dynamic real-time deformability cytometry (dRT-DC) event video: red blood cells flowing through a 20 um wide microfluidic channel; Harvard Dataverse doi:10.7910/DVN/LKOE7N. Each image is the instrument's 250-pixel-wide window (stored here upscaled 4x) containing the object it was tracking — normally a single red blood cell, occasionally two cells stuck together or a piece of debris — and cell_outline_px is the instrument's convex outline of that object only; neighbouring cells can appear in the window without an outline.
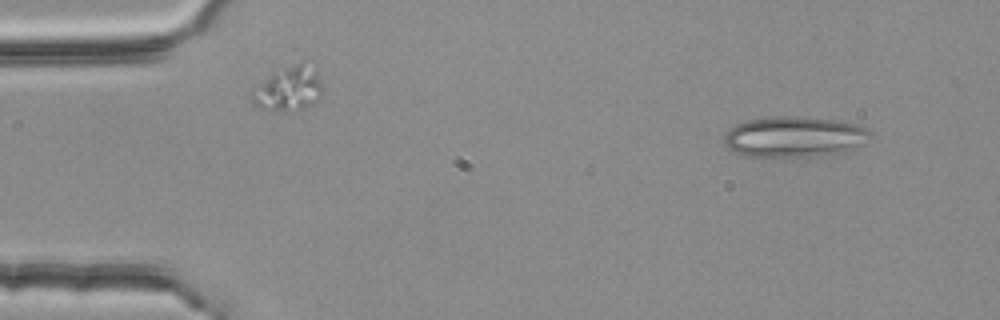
{"species": "common noctule bat (a hibernating species)", "species_latin": "Nyctalus noctula", "temperature_condition": "room temperature", "stored_images_in_passage": 3, "camera_frame_rate_fps": 3000, "um_per_image_px": 0.085, "animal": {"sex": "female", "body_mass_g": 25.1}, "frame": {"image": 1, "passage_image": 1, "time_ms": 0.0, "image_size_px": [1000, 320], "cell_outline_px": [[872, 136], [852, 148], [844, 152], [812, 156], [744, 156], [728, 148], [724, 144], [724, 136], [736, 124], [748, 120], [772, 116], [792, 116], [832, 120], [856, 124], [868, 128], [872, 132]], "centroid_in_image_um": [67.5, 11.62], "position_along_channel_um": 17.5, "area_um2": 34.22}}